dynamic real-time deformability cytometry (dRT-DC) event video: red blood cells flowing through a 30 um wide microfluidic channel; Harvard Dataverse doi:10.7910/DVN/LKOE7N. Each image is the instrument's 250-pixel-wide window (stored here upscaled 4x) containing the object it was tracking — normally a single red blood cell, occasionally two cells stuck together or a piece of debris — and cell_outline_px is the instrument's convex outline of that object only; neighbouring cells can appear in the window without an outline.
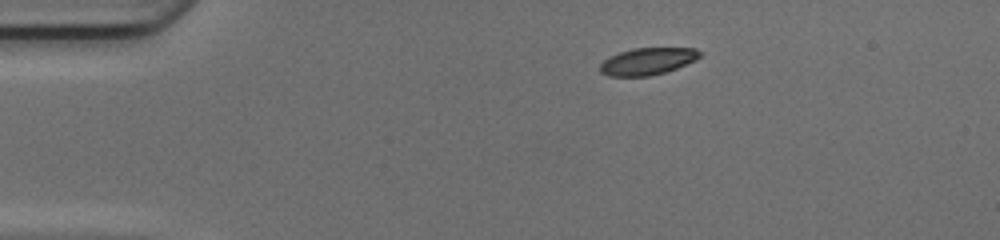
{"species": "common noctule bat (a hibernating species)", "species_latin": "Nyctalus noctula", "temperature_condition": "cold", "stored_images_in_passage": 41, "camera_frame_rate_fps": 3000, "um_per_image_px": 0.085, "animal": {"sex": "female", "body_mass_g": 17.0, "forearm_length_mm": 48.0}, "frame": {"image": 1, "passage_image": 1, "time_ms": 0.0, "image_size_px": [1000, 240], "cell_outline_px": [[700, 56], [696, 60], [676, 68], [664, 72], [648, 76], [608, 76], [600, 72], [600, 64], [608, 56], [632, 48], [696, 48], [700, 52]], "centroid_in_image_um": [55.01, 5.2], "position_along_channel_um": 30.0, "area_um2": 15.66}}
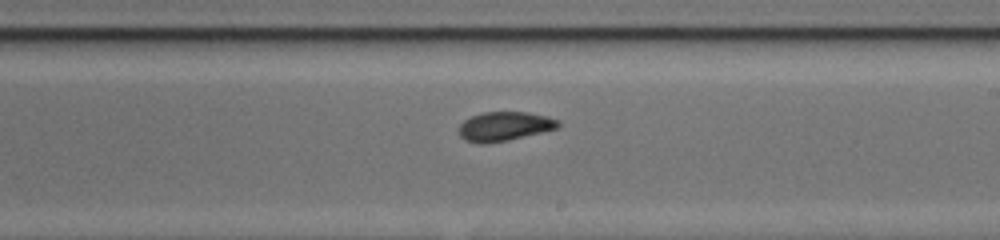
{"frame": {"image": 2, "passage_image": 21, "time_ms": 6.667, "image_size_px": [1000, 240], "cell_outline_px": [[560, 124], [556, 128], [508, 140], [488, 144], [476, 144], [464, 140], [460, 136], [456, 128], [464, 120], [472, 116], [484, 112], [528, 112], [544, 116], [556, 120]], "centroid_in_image_um": [42.76, 10.75], "position_along_channel_um": 246.2, "area_um2": 16.82}}
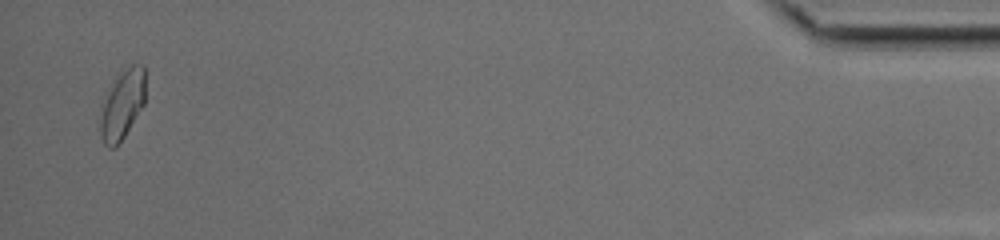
{"frame": {"image": 3, "passage_image": 40, "time_ms": 13.0, "image_size_px": [1000, 240], "cell_outline_px": [[144, 104], [124, 136], [112, 148], [108, 148], [104, 144], [100, 132], [100, 120], [104, 104], [116, 80], [132, 64], [144, 64]], "centroid_in_image_um": [10.43, 8.93], "position_along_channel_um": 424.8, "area_um2": 17.05}, "authors_computed_cell_mechanics": {"area_um2": 16.8776, "velocity_mm_per_s": 4.1796, "shape_relaxation_time_tau1_ms": 6.4096, "shape_relaxation_time_tau2_ms": 2.4831, "deformation_change_tau1": 0.1878, "deformation_change_tau2": 0.0756}}